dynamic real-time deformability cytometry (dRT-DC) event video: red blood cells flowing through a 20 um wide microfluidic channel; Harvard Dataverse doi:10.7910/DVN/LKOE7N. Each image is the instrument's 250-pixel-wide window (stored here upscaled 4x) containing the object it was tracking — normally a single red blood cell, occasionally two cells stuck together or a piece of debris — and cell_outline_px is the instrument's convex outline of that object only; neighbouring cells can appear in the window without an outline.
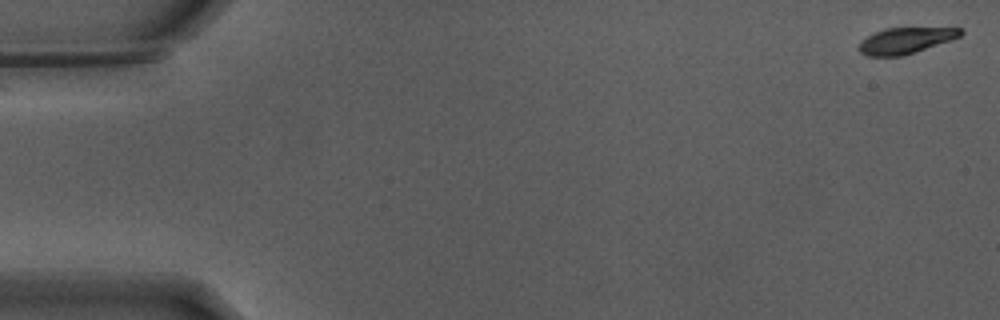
{"species": "Egyptian fruit bat (a non-hibernating species)", "species_latin": "Rousettus aegyptiacus", "temperature_condition": "warm", "stored_images_in_passage": 54, "camera_frame_rate_fps": 3000, "um_per_image_px": 0.085, "animal": {"sex": "male"}, "frame": {"image": 1, "passage_image": 1, "time_ms": 0.0, "image_size_px": [1000, 320], "cell_outline_px": [[964, 32], [960, 36], [952, 40], [916, 52], [900, 56], [868, 56], [860, 52], [860, 44], [868, 36], [876, 32], [888, 28], [960, 28]], "centroid_in_image_um": [77.03, 3.45], "position_along_channel_um": 8.0, "area_um2": 15.14}}
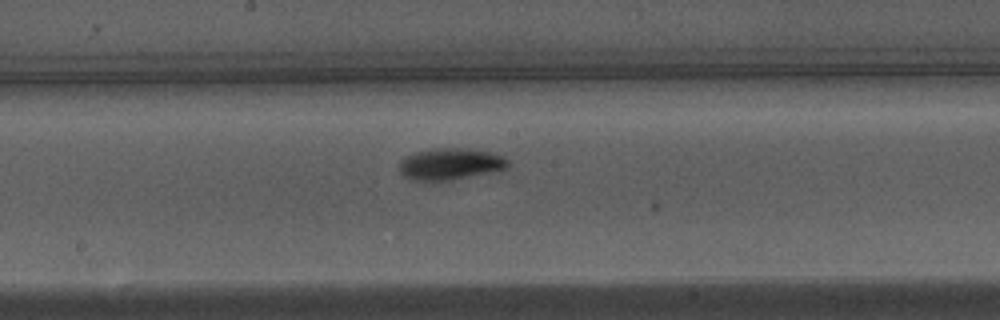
{"frame": {"image": 2, "passage_image": 29, "time_ms": 9.333, "image_size_px": [1000, 320], "cell_outline_px": [[508, 168], [492, 172], [448, 180], [412, 180], [404, 176], [400, 172], [400, 160], [404, 156], [416, 152], [432, 148], [460, 148], [492, 152], [504, 156], [508, 160]], "centroid_in_image_um": [38.27, 13.92], "position_along_channel_um": 209.9, "area_um2": 19.94}}
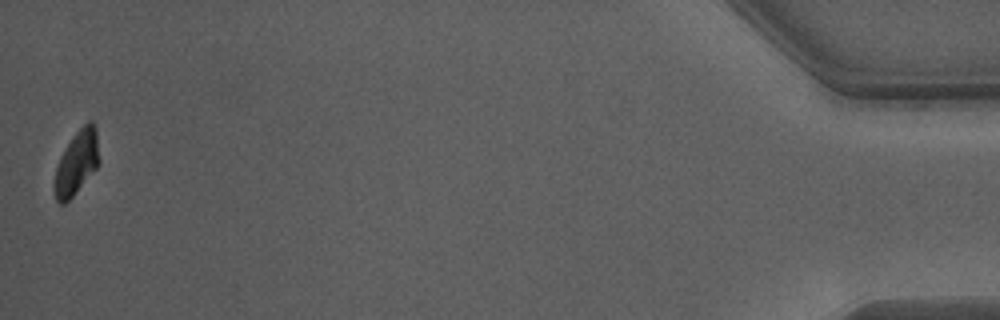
{"frame": {"image": 3, "passage_image": 54, "time_ms": 17.667, "image_size_px": [1000, 320], "cell_outline_px": [[100, 160], [96, 168], [72, 196], [64, 204], [60, 204], [56, 200], [52, 188], [52, 184], [56, 168], [60, 156], [64, 148], [76, 132], [88, 120], [92, 120], [96, 128]], "centroid_in_image_um": [6.49, 13.82], "position_along_channel_um": 428.7, "area_um2": 16.76}, "authors_computed_cell_mechanics": {"area_um2": 18.1203, "velocity_mm_per_s": 3.8006, "shape_relaxation_time_tau1_ms": 2.0287, "shape_relaxation_time_tau2_ms": null, "deformation_change_tau1": 0.1497, "deformation_change_tau2": null}}